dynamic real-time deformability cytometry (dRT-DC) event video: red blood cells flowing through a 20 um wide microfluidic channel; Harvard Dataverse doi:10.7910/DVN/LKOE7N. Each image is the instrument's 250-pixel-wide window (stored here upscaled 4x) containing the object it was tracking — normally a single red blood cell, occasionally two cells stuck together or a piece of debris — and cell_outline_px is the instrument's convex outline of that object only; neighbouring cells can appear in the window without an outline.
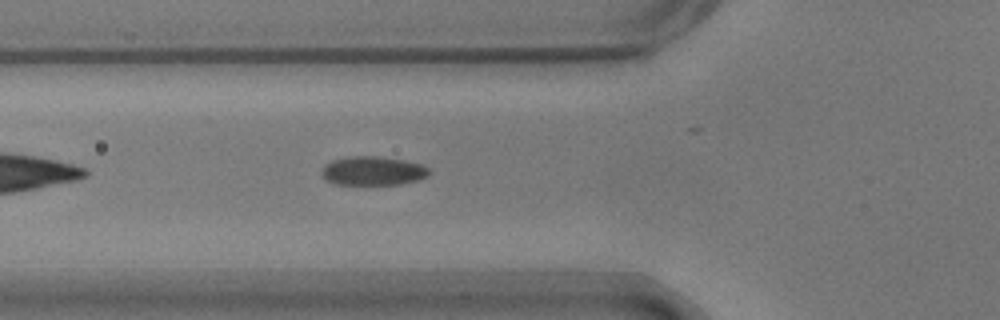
{"species": "common noctule bat (a hibernating species)", "species_latin": "Nyctalus noctula", "temperature_condition": "warm", "stored_images_in_passage": 34, "camera_frame_rate_fps": 3000, "um_per_image_px": 0.085, "animal": {"sex": "male", "body_mass_g": 17.9}, "frame": {"image": 1, "passage_image": 6, "time_ms": 1.667, "image_size_px": [1000, 320], "cell_outline_px": [[432, 172], [428, 176], [416, 180], [400, 184], [336, 184], [320, 176], [320, 172], [324, 164], [332, 160], [348, 156], [376, 156], [404, 160], [420, 164], [428, 168]], "centroid_in_image_um": [31.67, 14.51], "position_along_channel_um": 94.1, "area_um2": 18.15}}
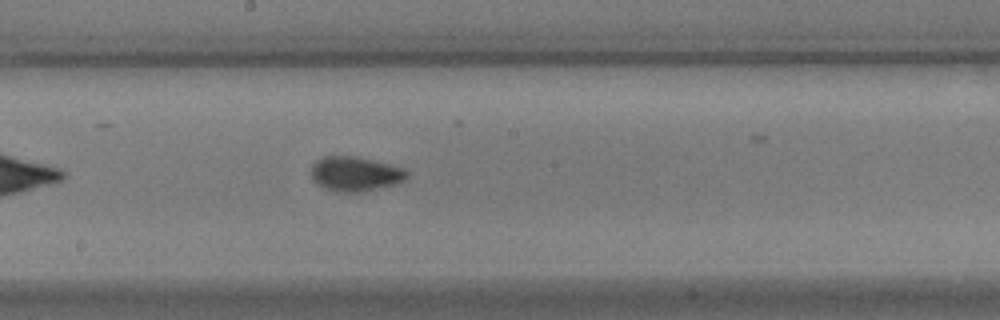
{"frame": {"image": 2, "passage_image": 16, "time_ms": 5.0, "image_size_px": [1000, 320], "cell_outline_px": [[408, 176], [404, 180], [392, 184], [360, 192], [332, 192], [316, 184], [312, 180], [312, 164], [316, 160], [324, 156], [356, 156], [404, 168], [408, 172]], "centroid_in_image_um": [30.14, 14.78], "position_along_channel_um": 218.1, "area_um2": 19.25}}
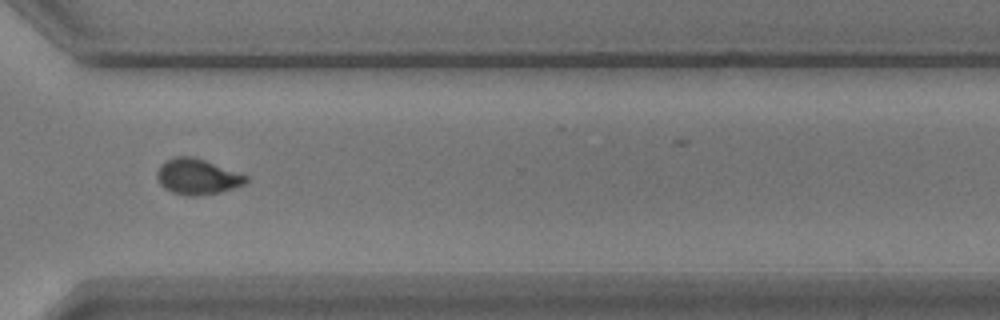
{"frame": {"image": 3, "passage_image": 27, "time_ms": 8.667, "image_size_px": [1000, 320], "cell_outline_px": [[248, 180], [244, 184], [220, 192], [196, 196], [188, 196], [172, 192], [164, 188], [160, 184], [156, 176], [156, 172], [160, 164], [176, 156], [192, 156], [204, 160], [248, 176]], "centroid_in_image_um": [16.74, 15.02], "position_along_channel_um": 353.9, "area_um2": 18.32}, "authors_computed_cell_mechanics": {"area_um2": 18.4382, "velocity_mm_per_s": 3.7073, "shape_relaxation_time_tau1_ms": 2.8287, "shape_relaxation_time_tau2_ms": 0.9621, "deformation_change_tau1": 0.1085, "deformation_change_tau2": 0.041}}